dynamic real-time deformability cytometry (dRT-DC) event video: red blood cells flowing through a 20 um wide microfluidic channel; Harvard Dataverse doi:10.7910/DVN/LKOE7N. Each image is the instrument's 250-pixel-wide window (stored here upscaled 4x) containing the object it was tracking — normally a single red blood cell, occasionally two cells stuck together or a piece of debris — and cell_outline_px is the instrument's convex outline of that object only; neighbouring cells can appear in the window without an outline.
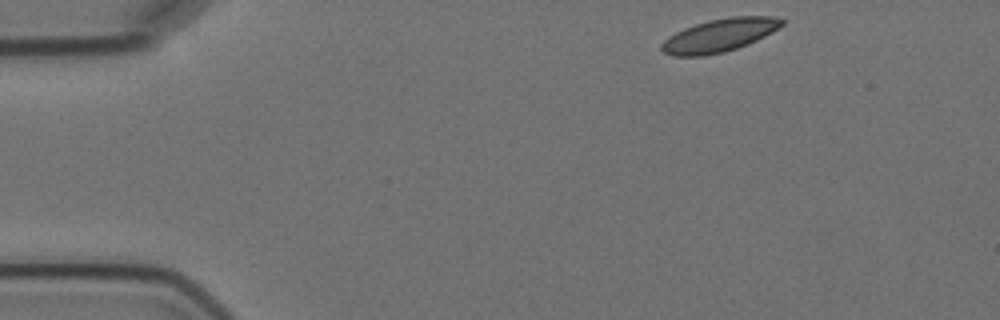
{"species": "Egyptian fruit bat (a non-hibernating species)", "species_latin": "Rousettus aegyptiacus", "temperature_condition": "cold", "stored_images_in_passage": 8, "camera_frame_rate_fps": 3000, "um_per_image_px": 0.085, "animal": {"sex": "female"}, "frame": {"image": 1, "passage_image": 1, "time_ms": 0.0, "image_size_px": [1000, 320], "cell_outline_px": [[784, 24], [772, 32], [748, 44], [724, 52], [704, 56], [672, 56], [664, 52], [660, 48], [660, 44], [668, 36], [684, 28], [708, 20], [732, 16], [772, 16], [784, 20]], "centroid_in_image_um": [61.13, 3.0], "position_along_channel_um": 23.9, "area_um2": 23.18}}
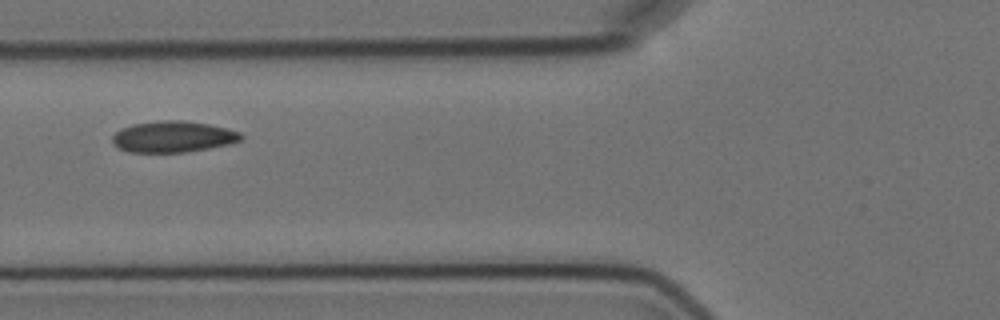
{"frame": {"image": 2, "passage_image": 5, "time_ms": 4.667, "image_size_px": [1000, 320], "cell_outline_px": [[244, 136], [240, 140], [232, 144], [184, 152], [128, 152], [112, 144], [112, 136], [120, 128], [132, 124], [160, 120], [184, 120], [208, 124], [228, 128], [240, 132]], "centroid_in_image_um": [14.71, 11.61], "position_along_channel_um": 111.1, "area_um2": 23.58}}
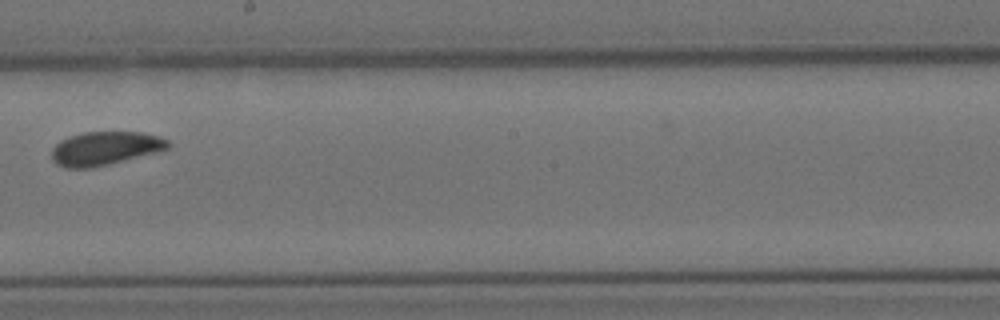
{"frame": {"image": 3, "passage_image": 8, "time_ms": 8.333, "image_size_px": [1000, 320], "cell_outline_px": [[172, 144], [168, 148], [156, 152], [92, 168], [64, 168], [56, 164], [52, 160], [52, 148], [60, 140], [68, 136], [84, 132], [140, 132], [160, 136], [168, 140]], "centroid_in_image_um": [8.91, 12.61], "position_along_channel_um": 239.3, "area_um2": 22.83}}